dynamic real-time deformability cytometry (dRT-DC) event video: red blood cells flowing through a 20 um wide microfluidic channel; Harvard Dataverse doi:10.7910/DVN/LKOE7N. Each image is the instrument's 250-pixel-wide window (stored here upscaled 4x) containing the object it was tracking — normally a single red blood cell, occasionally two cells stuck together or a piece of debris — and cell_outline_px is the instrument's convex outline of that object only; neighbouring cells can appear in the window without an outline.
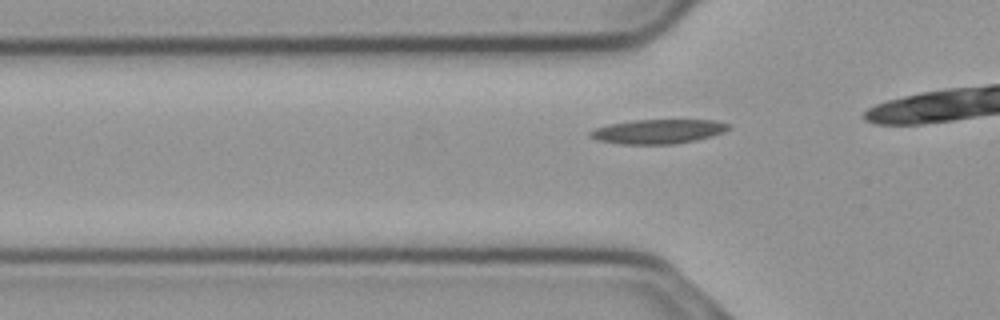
{"species": "common noctule bat (a hibernating species)", "species_latin": "Nyctalus noctula", "temperature_condition": "cold", "stored_images_in_passage": 18, "camera_frame_rate_fps": 3000, "um_per_image_px": 0.085, "animal": {"sex": "male", "body_mass_g": 23.1, "forearm_length_mm": 52.7}, "frame": {"image": 1, "passage_image": 12, "time_ms": 3.667, "image_size_px": [1000, 320], "cell_outline_px": [[732, 128], [724, 132], [712, 136], [696, 140], [676, 144], [620, 144], [596, 140], [588, 136], [588, 132], [596, 128], [608, 124], [632, 120], [716, 120], [732, 124]], "centroid_in_image_um": [55.96, 11.17], "position_along_channel_um": 69.8, "area_um2": 19.94}}
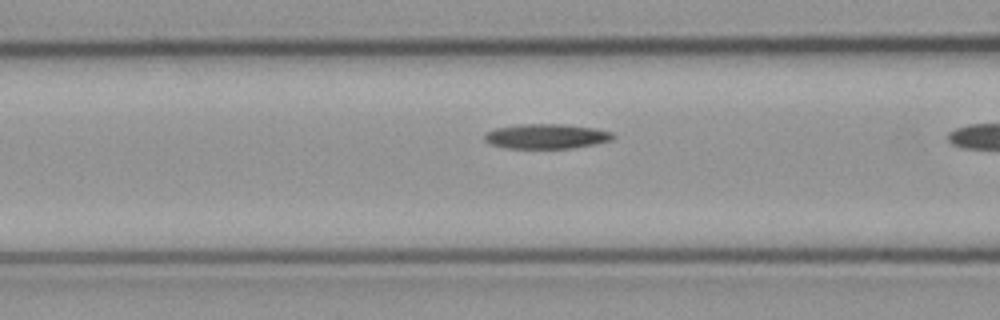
{"frame": {"image": 2, "passage_image": 16, "time_ms": 5.0, "image_size_px": [1000, 320], "cell_outline_px": [[616, 136], [612, 140], [596, 144], [572, 148], [504, 148], [488, 144], [484, 140], [484, 132], [496, 128], [520, 124], [564, 124], [596, 128], [612, 132]], "centroid_in_image_um": [46.43, 11.59], "position_along_channel_um": 120.2, "area_um2": 18.84}}